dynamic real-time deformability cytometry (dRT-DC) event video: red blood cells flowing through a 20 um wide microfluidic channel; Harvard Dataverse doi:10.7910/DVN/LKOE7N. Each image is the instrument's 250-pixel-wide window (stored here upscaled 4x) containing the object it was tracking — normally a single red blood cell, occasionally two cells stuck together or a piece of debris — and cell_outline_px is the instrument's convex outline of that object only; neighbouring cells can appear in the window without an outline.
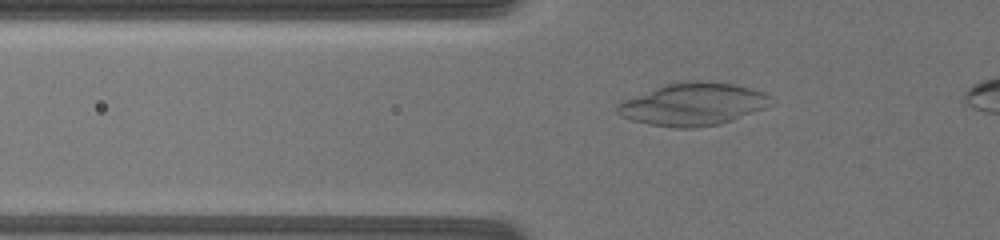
{"species": "common noctule bat (a hibernating species)", "species_latin": "Nyctalus noctula", "temperature_condition": "warm", "stored_images_in_passage": 19, "camera_frame_rate_fps": 3000, "um_per_image_px": 0.085, "animal": {"sex": "female", "body_mass_g": 19.5, "forearm_length_mm": 54.1}, "frame": {"image": 1, "passage_image": 13, "time_ms": 1.667, "image_size_px": [1000, 240], "cell_outline_px": [[776, 104], [720, 124], [696, 128], [676, 128], [648, 124], [632, 120], [620, 116], [616, 112], [616, 104], [624, 100], [664, 84], [688, 80], [700, 80], [732, 84], [748, 88], [760, 92], [768, 96]], "centroid_in_image_um": [58.88, 8.86], "position_along_channel_um": 66.9, "area_um2": 38.03}}